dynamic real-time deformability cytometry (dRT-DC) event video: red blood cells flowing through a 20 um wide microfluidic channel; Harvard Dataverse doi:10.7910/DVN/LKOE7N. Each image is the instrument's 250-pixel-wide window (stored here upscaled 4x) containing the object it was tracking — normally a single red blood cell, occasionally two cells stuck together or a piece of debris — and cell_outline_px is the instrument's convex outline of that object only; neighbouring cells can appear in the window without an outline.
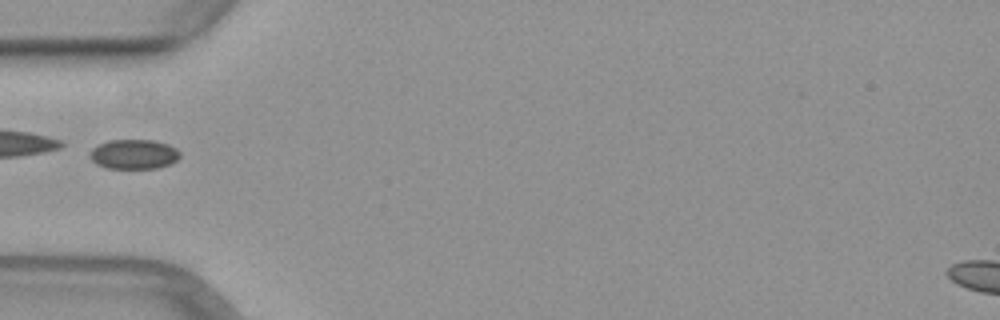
{"species": "common noctule bat (a hibernating species)", "species_latin": "Nyctalus noctula", "temperature_condition": "warm", "stored_images_in_passage": 34, "camera_frame_rate_fps": 3000, "um_per_image_px": 0.085, "animal": {"sex": "female", "body_mass_g": 29.2, "forearm_length_mm": 56.3}, "frame": {"image": 1, "passage_image": 1, "time_ms": 0.0, "image_size_px": [1000, 320], "cell_outline_px": [[180, 156], [172, 164], [156, 168], [108, 168], [96, 164], [88, 156], [88, 152], [92, 148], [108, 140], [156, 140], [168, 144], [176, 148], [180, 152]], "centroid_in_image_um": [11.37, 13.1], "position_along_channel_um": 73.6, "area_um2": 15.72}}